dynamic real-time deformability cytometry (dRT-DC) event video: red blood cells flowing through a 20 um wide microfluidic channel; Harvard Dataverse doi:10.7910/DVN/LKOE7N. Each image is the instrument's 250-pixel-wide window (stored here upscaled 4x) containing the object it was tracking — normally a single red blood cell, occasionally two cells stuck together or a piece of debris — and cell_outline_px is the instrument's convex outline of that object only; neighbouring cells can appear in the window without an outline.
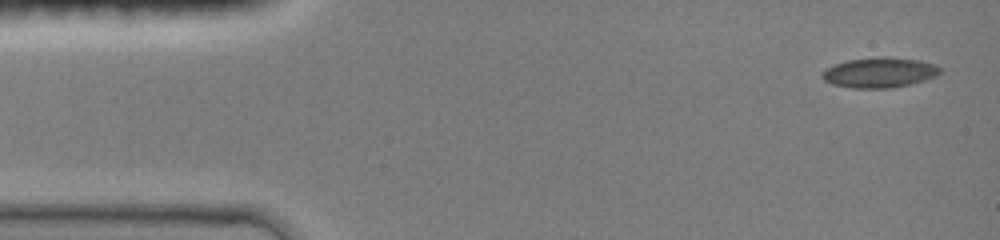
{"species": "common noctule bat (a hibernating species)", "species_latin": "Nyctalus noctula", "temperature_condition": "room temperature", "stored_images_in_passage": 12, "camera_frame_rate_fps": 3000, "um_per_image_px": 0.085, "animal": {"sex": "female", "body_mass_g": 19.0, "forearm_length_mm": 51.5}, "frame": {"image": 1, "passage_image": 1, "time_ms": 0.0, "image_size_px": [1000, 240], "cell_outline_px": [[940, 72], [936, 76], [924, 80], [892, 88], [852, 88], [832, 84], [824, 80], [820, 76], [820, 72], [836, 64], [848, 60], [884, 56], [888, 56], [920, 60], [936, 64], [940, 68]], "centroid_in_image_um": [74.75, 6.16], "position_along_channel_um": 10.2, "area_um2": 20.75}}
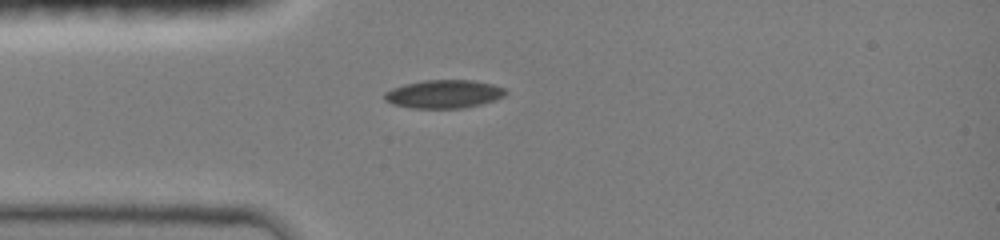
{"frame": {"image": 2, "passage_image": 9, "time_ms": 3.333, "image_size_px": [1000, 240], "cell_outline_px": [[508, 92], [504, 96], [496, 100], [464, 108], [412, 108], [392, 104], [384, 100], [384, 92], [392, 88], [404, 84], [424, 80], [472, 80], [492, 84], [504, 88]], "centroid_in_image_um": [37.72, 7.99], "position_along_channel_um": 47.3, "area_um2": 20.06}}
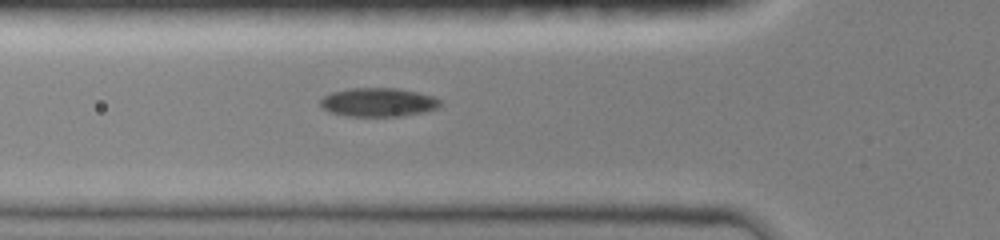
{"frame": {"image": 3, "passage_image": 12, "time_ms": 4.667, "image_size_px": [1000, 240], "cell_outline_px": [[440, 108], [424, 112], [400, 116], [348, 116], [328, 112], [320, 104], [320, 100], [324, 96], [332, 92], [352, 88], [396, 88], [416, 92], [432, 96], [440, 100]], "centroid_in_image_um": [32.15, 8.7], "position_along_channel_um": 93.6, "area_um2": 20.0}}